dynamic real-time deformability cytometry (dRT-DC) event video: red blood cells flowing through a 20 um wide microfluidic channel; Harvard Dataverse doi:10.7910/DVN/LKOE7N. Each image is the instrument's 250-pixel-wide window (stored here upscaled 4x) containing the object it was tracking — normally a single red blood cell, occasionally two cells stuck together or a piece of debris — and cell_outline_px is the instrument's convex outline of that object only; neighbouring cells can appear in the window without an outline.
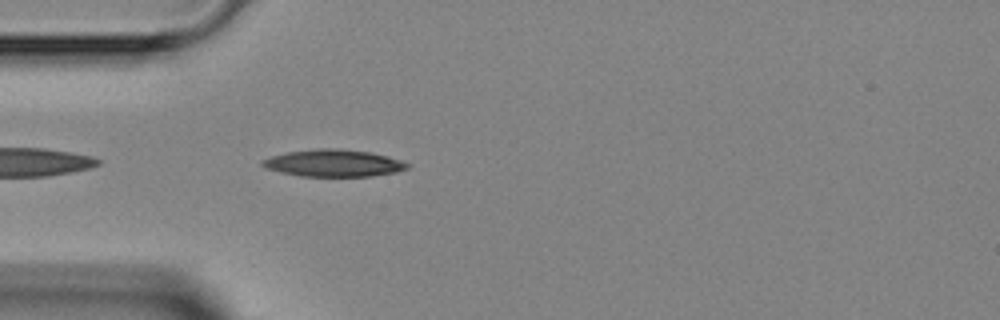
{"species": "Egyptian fruit bat (a non-hibernating species)", "species_latin": "Rousettus aegyptiacus", "temperature_condition": "room temperature", "stored_images_in_passage": 17, "camera_frame_rate_fps": 3000, "um_per_image_px": 0.085, "animal": {"sex": "female"}, "frame": {"image": 1, "passage_image": 2, "time_ms": 0.333, "image_size_px": [1000, 320], "cell_outline_px": [[408, 168], [396, 172], [372, 176], [300, 176], [280, 172], [264, 168], [260, 164], [260, 160], [272, 156], [288, 152], [320, 148], [336, 148], [368, 152], [388, 156], [400, 160], [408, 164]], "centroid_in_image_um": [28.31, 13.87], "position_along_channel_um": 56.7, "area_um2": 22.77}}
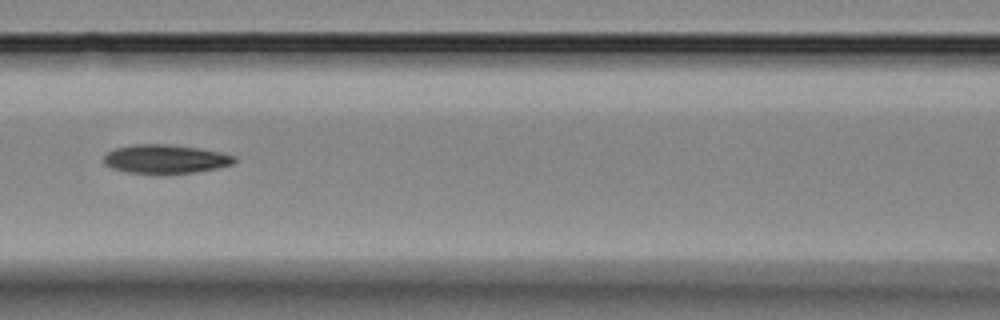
{"frame": {"image": 2, "passage_image": 9, "time_ms": 2.667, "image_size_px": [1000, 320], "cell_outline_px": [[236, 160], [232, 164], [216, 168], [196, 172], [128, 172], [112, 168], [104, 164], [104, 156], [108, 152], [116, 148], [132, 144], [168, 144], [196, 148], [220, 152], [236, 156]], "centroid_in_image_um": [14.05, 13.49], "position_along_channel_um": 152.5, "area_um2": 21.39}}
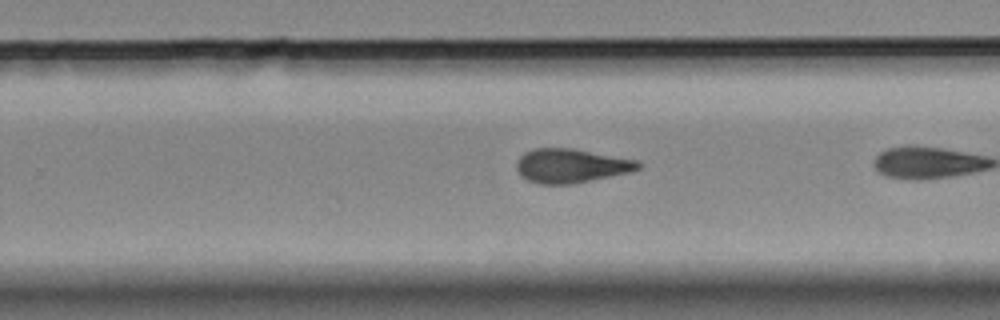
{"frame": {"image": 3, "passage_image": 16, "time_ms": 5.0, "image_size_px": [1000, 320], "cell_outline_px": [[640, 168], [632, 172], [572, 184], [540, 184], [528, 180], [516, 168], [516, 164], [520, 156], [524, 152], [532, 148], [572, 148], [640, 160]], "centroid_in_image_um": [48.58, 14.08], "position_along_channel_um": 281.2, "area_um2": 24.22}}